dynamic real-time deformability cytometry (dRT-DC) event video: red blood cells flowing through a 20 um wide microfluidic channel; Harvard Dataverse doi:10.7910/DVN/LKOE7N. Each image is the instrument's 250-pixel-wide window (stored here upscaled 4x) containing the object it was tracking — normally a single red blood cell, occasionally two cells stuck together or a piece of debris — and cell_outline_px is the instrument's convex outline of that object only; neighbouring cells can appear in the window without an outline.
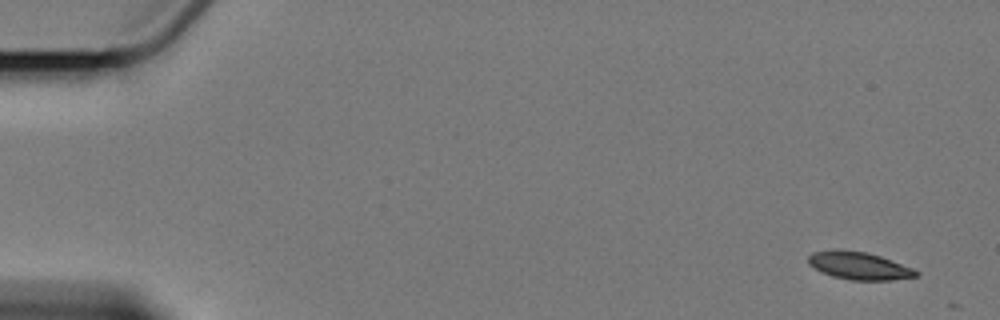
{"species": "Egyptian fruit bat (a non-hibernating species)", "species_latin": "Rousettus aegyptiacus", "temperature_condition": "cold", "stored_images_in_passage": 5, "segment_of_instrument_passage": [2, 2], "camera_frame_rate_fps": 3000, "um_per_image_px": 0.085, "animal": {"sex": "female"}, "frame": {"image": 1, "passage_image": 5, "time_ms": 6.333, "image_size_px": [1000, 320], "cell_outline_px": [[920, 276], [892, 280], [852, 280], [832, 276], [808, 264], [808, 256], [812, 252], [832, 248], [844, 248], [868, 252], [880, 256], [912, 268], [920, 272]], "centroid_in_image_um": [73.01, 22.56], "position_along_channel_um": 12.0, "area_um2": 17.63}}